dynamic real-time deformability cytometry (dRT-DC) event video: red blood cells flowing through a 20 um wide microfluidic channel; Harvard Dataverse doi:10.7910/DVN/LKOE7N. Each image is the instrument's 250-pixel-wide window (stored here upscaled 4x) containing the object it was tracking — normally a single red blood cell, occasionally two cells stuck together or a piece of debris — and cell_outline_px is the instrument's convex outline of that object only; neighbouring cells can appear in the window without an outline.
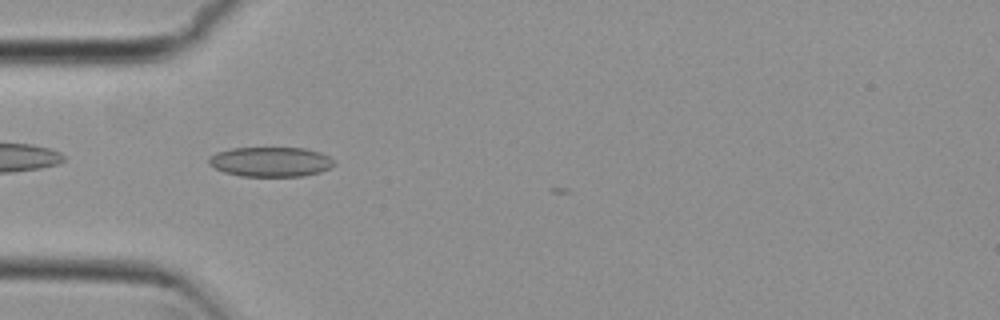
{"species": "common noctule bat (a hibernating species)", "species_latin": "Nyctalus noctula", "temperature_condition": "cold", "stored_images_in_passage": 6, "camera_frame_rate_fps": 3000, "um_per_image_px": 0.085, "animal": {"sex": "female", "body_mass_g": 29.2, "forearm_length_mm": 56.3}, "frame": {"image": 1, "passage_image": 3, "time_ms": 0.667, "image_size_px": [1000, 320], "cell_outline_px": [[336, 164], [320, 172], [304, 176], [240, 176], [224, 172], [208, 164], [208, 156], [216, 152], [232, 148], [304, 148], [320, 152], [336, 160]], "centroid_in_image_um": [23.0, 13.75], "position_along_channel_um": 62.0, "area_um2": 21.85}}